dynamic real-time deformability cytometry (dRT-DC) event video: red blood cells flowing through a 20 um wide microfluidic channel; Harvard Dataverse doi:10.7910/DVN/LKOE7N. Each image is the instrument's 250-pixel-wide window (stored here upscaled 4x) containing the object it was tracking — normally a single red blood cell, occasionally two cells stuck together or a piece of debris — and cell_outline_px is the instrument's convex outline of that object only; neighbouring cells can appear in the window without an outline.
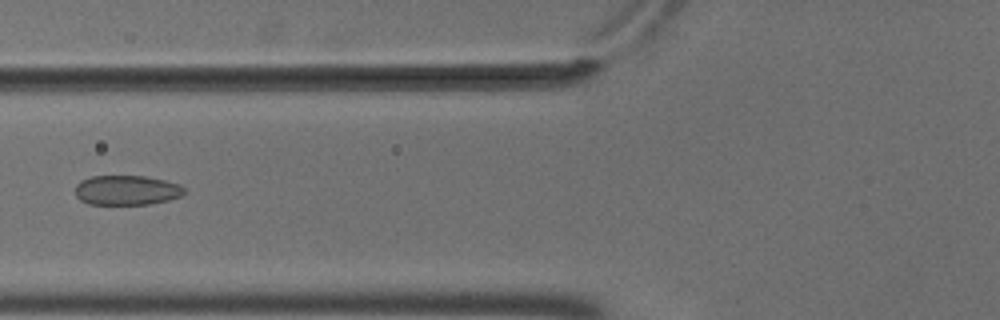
{"species": "common noctule bat (a hibernating species)", "species_latin": "Nyctalus noctula", "temperature_condition": "cold", "stored_images_in_passage": 7, "camera_frame_rate_fps": 3000, "um_per_image_px": 0.085, "animal": {"sex": "male", "body_mass_g": 18.8}, "frame": {"image": 1, "passage_image": 7, "time_ms": 2.0, "image_size_px": [1000, 320], "cell_outline_px": [[184, 192], [180, 196], [168, 200], [148, 204], [88, 204], [80, 200], [76, 196], [76, 184], [80, 180], [92, 176], [144, 176], [164, 180], [180, 184], [184, 188]], "centroid_in_image_um": [10.74, 16.16], "position_along_channel_um": 115.1, "area_um2": 18.84}}